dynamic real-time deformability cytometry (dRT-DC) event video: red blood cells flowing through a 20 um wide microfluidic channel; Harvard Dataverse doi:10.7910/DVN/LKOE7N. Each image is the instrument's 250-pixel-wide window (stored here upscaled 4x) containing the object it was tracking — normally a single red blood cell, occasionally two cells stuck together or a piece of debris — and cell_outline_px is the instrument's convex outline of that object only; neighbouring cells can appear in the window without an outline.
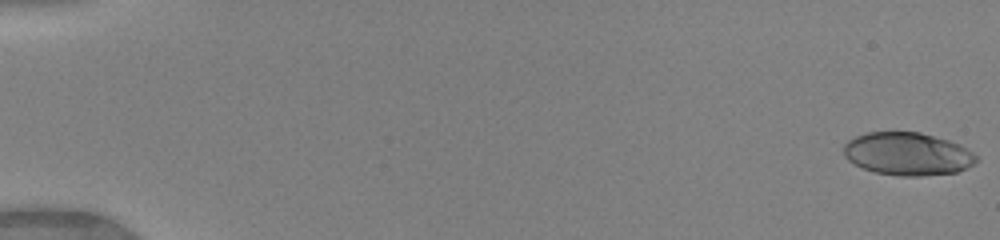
{"species": "human", "species_latin": "Homo sapiens", "temperature_condition": "warm", "stored_images_in_passage": 50, "camera_frame_rate_fps": 3000, "um_per_image_px": 0.085, "donor": {"sex": "female"}, "frame": {"image": 1, "passage_image": 1, "time_ms": 0.0, "image_size_px": [1000, 240], "cell_outline_px": [[980, 160], [968, 168], [956, 172], [920, 176], [900, 176], [876, 172], [864, 168], [848, 160], [844, 156], [844, 144], [848, 140], [856, 136], [868, 132], [920, 132], [948, 140], [960, 144], [968, 148]], "centroid_in_image_um": [77.18, 13.08], "position_along_channel_um": 7.8, "area_um2": 33.18}}
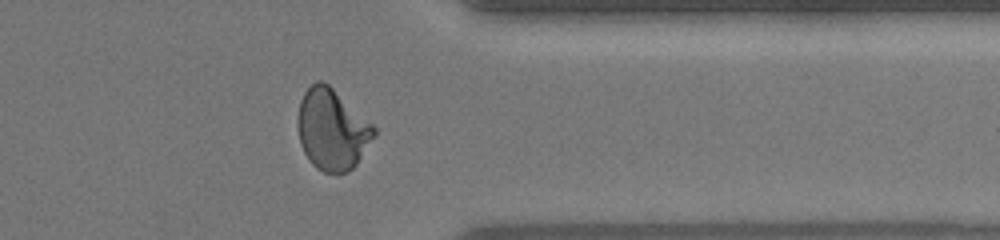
{"frame": {"image": 2, "passage_image": 41, "time_ms": 13.333, "image_size_px": [1000, 240], "cell_outline_px": [[376, 132], [356, 164], [348, 172], [336, 176], [324, 172], [316, 168], [312, 164], [304, 152], [300, 144], [296, 120], [300, 100], [304, 92], [316, 80], [324, 80], [372, 124], [376, 128]], "centroid_in_image_um": [28.19, 11.02], "position_along_channel_um": 383.2, "area_um2": 36.07}}
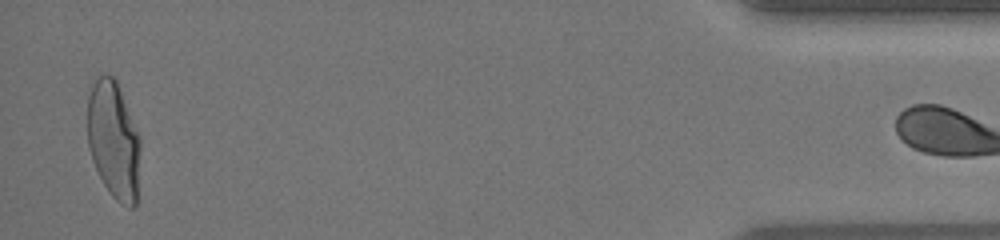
{"frame": {"image": 3, "passage_image": 49, "time_ms": 16.0, "image_size_px": [1000, 240], "cell_outline_px": [[140, 148], [136, 204], [132, 208], [128, 208], [120, 204], [112, 196], [104, 184], [92, 160], [88, 148], [88, 96], [92, 84], [100, 76], [112, 76], [116, 80], [140, 136]], "centroid_in_image_um": [9.66, 11.95], "position_along_channel_um": 425.5, "area_um2": 36.07}}